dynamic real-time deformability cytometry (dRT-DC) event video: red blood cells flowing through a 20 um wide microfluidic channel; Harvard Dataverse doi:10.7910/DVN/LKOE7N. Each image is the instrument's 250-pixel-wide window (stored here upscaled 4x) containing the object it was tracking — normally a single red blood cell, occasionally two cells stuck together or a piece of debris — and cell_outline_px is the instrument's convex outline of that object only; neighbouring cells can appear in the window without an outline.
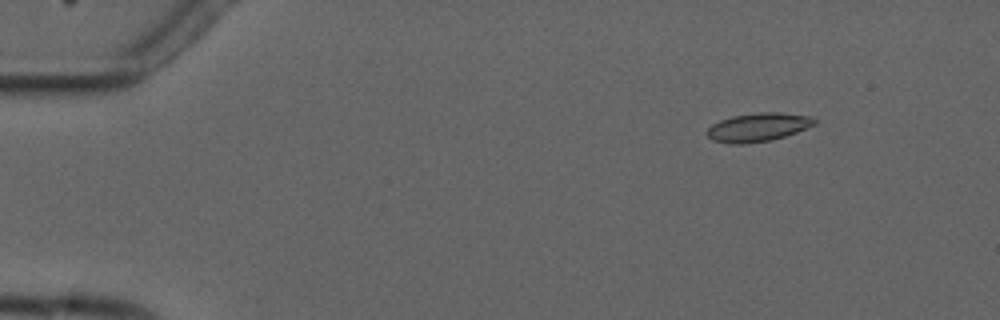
{"species": "common noctule bat (a hibernating species)", "species_latin": "Nyctalus noctula", "temperature_condition": "cold", "stored_images_in_passage": 5, "camera_frame_rate_fps": 3000, "um_per_image_px": 0.085, "animal": {"sex": "male", "forearm_length_mm": 52.5}, "frame": {"image": 1, "passage_image": 2, "time_ms": 1.333, "image_size_px": [1000, 320], "cell_outline_px": [[816, 124], [796, 132], [772, 140], [744, 144], [728, 144], [712, 140], [704, 132], [712, 124], [720, 120], [732, 116], [760, 112], [780, 112], [808, 116], [816, 120]], "centroid_in_image_um": [64.38, 10.82], "position_along_channel_um": 20.6, "area_um2": 17.92}}